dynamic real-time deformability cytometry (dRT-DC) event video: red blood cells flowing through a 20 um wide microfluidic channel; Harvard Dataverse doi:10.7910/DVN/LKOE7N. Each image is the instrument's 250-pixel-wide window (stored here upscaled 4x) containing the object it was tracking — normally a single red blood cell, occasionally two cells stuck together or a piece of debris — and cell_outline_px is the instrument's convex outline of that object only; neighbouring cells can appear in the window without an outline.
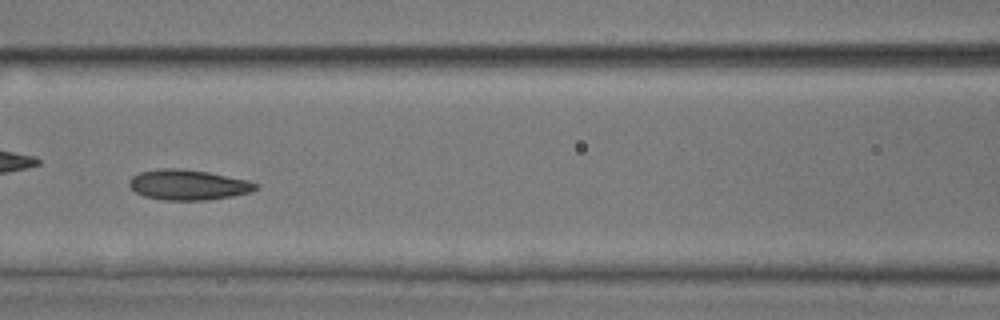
{"species": "common noctule bat (a hibernating species)", "species_latin": "Nyctalus noctula", "temperature_condition": "room temperature", "stored_images_in_passage": 41, "camera_frame_rate_fps": 3000, "um_per_image_px": 0.085, "animal": {"sex": "male", "body_mass_g": 17.9, "forearm_length_mm": 54.2}, "frame": {"image": 1, "passage_image": 12, "time_ms": 3.667, "image_size_px": [1000, 320], "cell_outline_px": [[260, 184], [256, 188], [248, 192], [232, 196], [208, 200], [164, 200], [144, 196], [136, 192], [128, 184], [128, 180], [132, 176], [140, 172], [156, 168], [180, 168], [208, 172], [244, 180]], "centroid_in_image_um": [15.93, 15.7], "position_along_channel_um": 150.7, "area_um2": 22.2}}
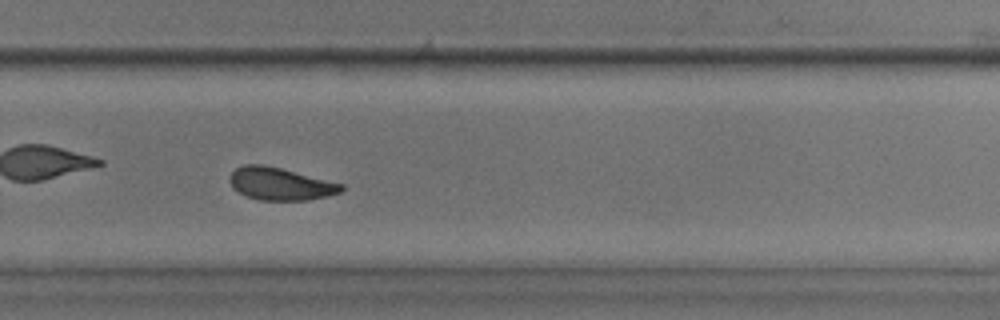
{"frame": {"image": 2, "passage_image": 24, "time_ms": 7.667, "image_size_px": [1000, 320], "cell_outline_px": [[344, 188], [340, 192], [328, 196], [308, 200], [260, 200], [244, 196], [232, 188], [228, 180], [228, 176], [236, 168], [244, 164], [264, 164], [344, 184]], "centroid_in_image_um": [23.78, 15.63], "position_along_channel_um": 306.0, "area_um2": 21.33}}
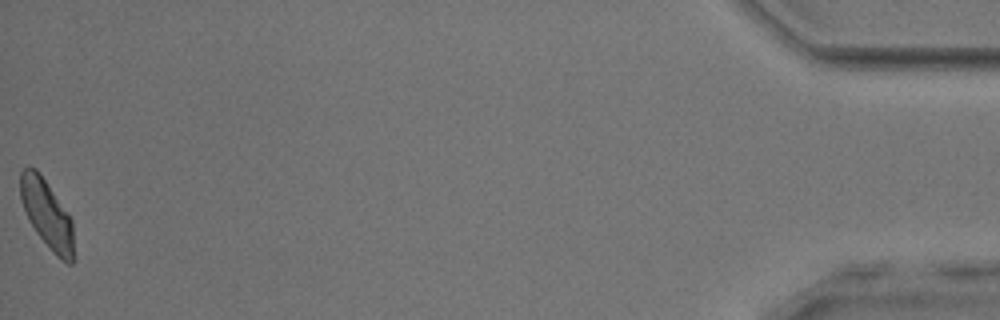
{"frame": {"image": 3, "passage_image": 41, "time_ms": 13.333, "image_size_px": [1000, 320], "cell_outline_px": [[72, 264], [68, 264], [60, 260], [52, 252], [36, 232], [20, 200], [20, 172], [28, 164], [36, 168], [72, 220]], "centroid_in_image_um": [3.95, 18.18], "position_along_channel_um": 431.2, "area_um2": 20.75}, "authors_computed_cell_mechanics": {"area_um2": 21.5594, "velocity_mm_per_s": 3.9006, "shape_relaxation_time_tau1_ms": 2.9111, "shape_relaxation_time_tau2_ms": 1.9365, "deformation_change_tau1": 0.0994, "deformation_change_tau2": 0.0712}}